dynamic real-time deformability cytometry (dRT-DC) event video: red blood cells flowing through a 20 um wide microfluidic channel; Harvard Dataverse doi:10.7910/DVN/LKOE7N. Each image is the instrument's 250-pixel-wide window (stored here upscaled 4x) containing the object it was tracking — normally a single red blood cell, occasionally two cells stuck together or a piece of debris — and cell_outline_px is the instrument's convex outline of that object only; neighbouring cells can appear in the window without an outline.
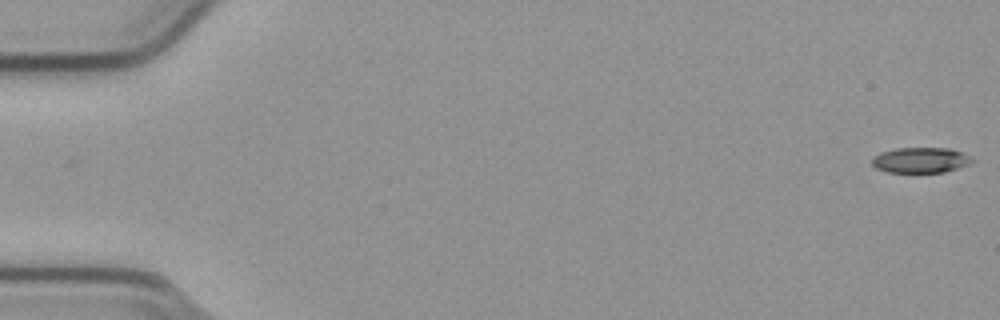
{"species": "common noctule bat (a hibernating species)", "species_latin": "Nyctalus noctula", "temperature_condition": "cold", "stored_images_in_passage": 55, "camera_frame_rate_fps": 3000, "um_per_image_px": 0.085, "animal": {"sex": "male", "body_mass_g": 23.1, "forearm_length_mm": 52.7}, "frame": {"image": 1, "passage_image": 1, "time_ms": 0.0, "image_size_px": [1000, 320], "cell_outline_px": [[976, 160], [968, 164], [944, 172], [888, 172], [876, 168], [872, 164], [872, 156], [880, 152], [896, 148], [948, 148], [960, 152]], "centroid_in_image_um": [78.2, 13.6], "position_along_channel_um": 6.8, "area_um2": 14.74}}
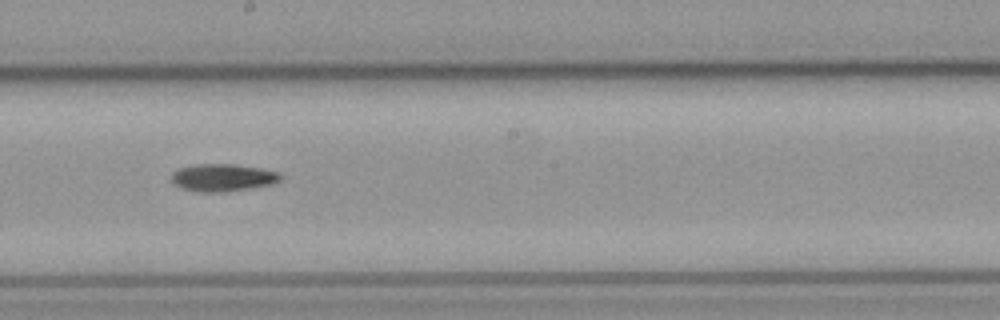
{"frame": {"image": 2, "passage_image": 31, "time_ms": 10.0, "image_size_px": [1000, 320], "cell_outline_px": [[280, 180], [272, 184], [248, 188], [216, 192], [200, 192], [184, 188], [176, 184], [172, 180], [172, 172], [180, 168], [196, 164], [232, 164], [260, 168], [280, 172]], "centroid_in_image_um": [18.94, 15.08], "position_along_channel_um": 229.3, "area_um2": 17.05}}
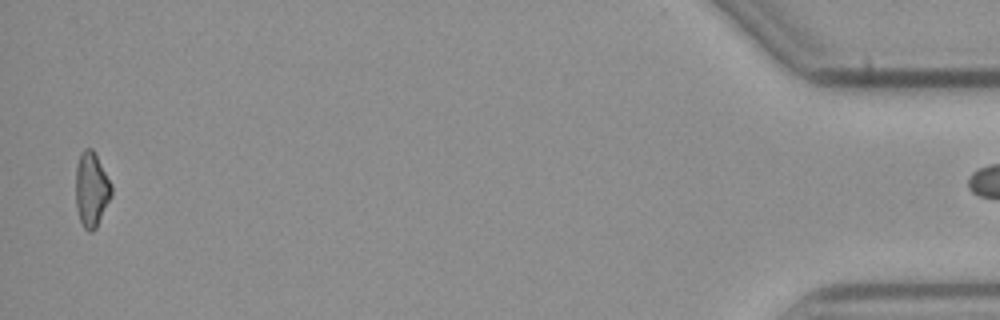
{"frame": {"image": 3, "passage_image": 54, "time_ms": 17.667, "image_size_px": [1000, 320], "cell_outline_px": [[112, 196], [96, 228], [92, 232], [88, 232], [84, 228], [80, 220], [76, 208], [76, 164], [80, 152], [84, 148], [92, 148], [112, 184]], "centroid_in_image_um": [7.77, 16.1], "position_along_channel_um": 427.4, "area_um2": 15.72}}